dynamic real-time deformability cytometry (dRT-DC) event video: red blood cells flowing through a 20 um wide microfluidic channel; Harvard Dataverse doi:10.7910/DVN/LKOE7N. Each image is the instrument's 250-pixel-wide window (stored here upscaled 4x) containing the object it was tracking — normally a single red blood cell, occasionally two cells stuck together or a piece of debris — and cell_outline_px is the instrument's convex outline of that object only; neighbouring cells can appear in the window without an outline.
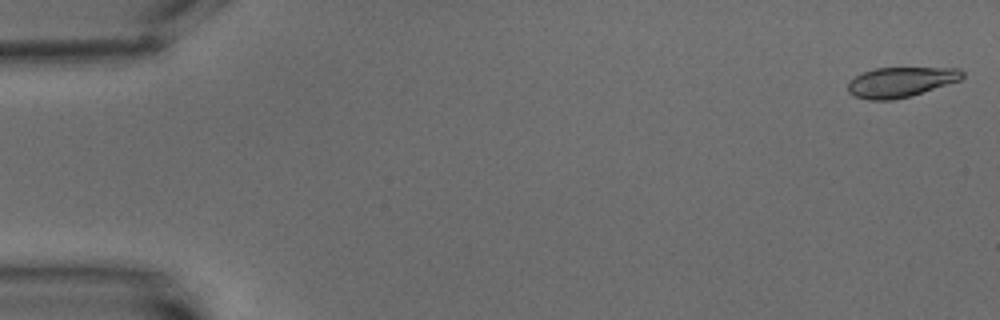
{"species": "common noctule bat (a hibernating species)", "species_latin": "Nyctalus noctula", "temperature_condition": "warm", "stored_images_in_passage": 5, "camera_frame_rate_fps": 3000, "um_per_image_px": 0.085, "animal": {"sex": "male", "body_mass_g": 15.6}, "frame": {"image": 1, "passage_image": 1, "time_ms": 0.0, "image_size_px": [1000, 320], "cell_outline_px": [[964, 76], [960, 80], [908, 96], [892, 100], [868, 100], [856, 96], [848, 92], [848, 80], [864, 72], [876, 68], [960, 68], [964, 72]], "centroid_in_image_um": [76.54, 6.97], "position_along_channel_um": 8.5, "area_um2": 19.77}}
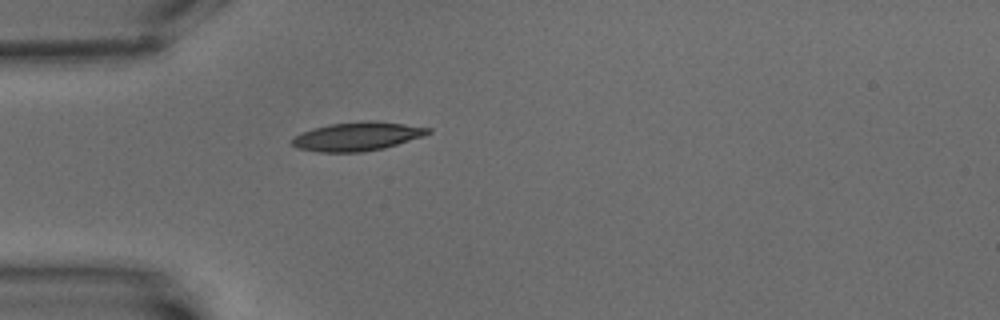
{"frame": {"image": 2, "passage_image": 5, "time_ms": 5.667, "image_size_px": [1000, 320], "cell_outline_px": [[432, 132], [424, 136], [384, 148], [364, 152], [320, 152], [296, 148], [292, 144], [292, 140], [300, 132], [312, 128], [328, 124], [368, 120], [376, 120], [432, 128]], "centroid_in_image_um": [30.38, 11.59], "position_along_channel_um": 54.6, "area_um2": 22.95}}